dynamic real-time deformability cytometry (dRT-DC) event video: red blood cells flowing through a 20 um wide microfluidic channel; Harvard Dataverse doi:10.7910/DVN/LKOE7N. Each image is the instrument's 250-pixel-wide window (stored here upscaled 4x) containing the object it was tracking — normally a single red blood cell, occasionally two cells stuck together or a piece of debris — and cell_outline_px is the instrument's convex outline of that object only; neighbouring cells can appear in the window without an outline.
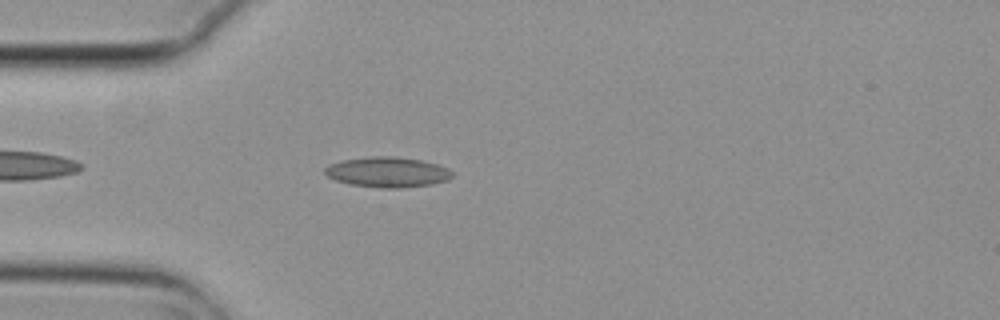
{"species": "common noctule bat (a hibernating species)", "species_latin": "Nyctalus noctula", "temperature_condition": "cold", "stored_images_in_passage": 4, "camera_frame_rate_fps": 3000, "um_per_image_px": 0.085, "animal": {"sex": "female", "body_mass_g": 29.2, "forearm_length_mm": 56.3}, "frame": {"image": 1, "passage_image": 4, "time_ms": 1.0, "image_size_px": [1000, 320], "cell_outline_px": [[452, 176], [448, 180], [432, 184], [400, 188], [380, 188], [348, 184], [336, 180], [328, 176], [324, 172], [324, 168], [328, 164], [340, 160], [372, 156], [396, 156], [424, 160], [448, 168], [452, 172]], "centroid_in_image_um": [32.92, 14.62], "position_along_channel_um": 52.1, "area_um2": 22.72}}